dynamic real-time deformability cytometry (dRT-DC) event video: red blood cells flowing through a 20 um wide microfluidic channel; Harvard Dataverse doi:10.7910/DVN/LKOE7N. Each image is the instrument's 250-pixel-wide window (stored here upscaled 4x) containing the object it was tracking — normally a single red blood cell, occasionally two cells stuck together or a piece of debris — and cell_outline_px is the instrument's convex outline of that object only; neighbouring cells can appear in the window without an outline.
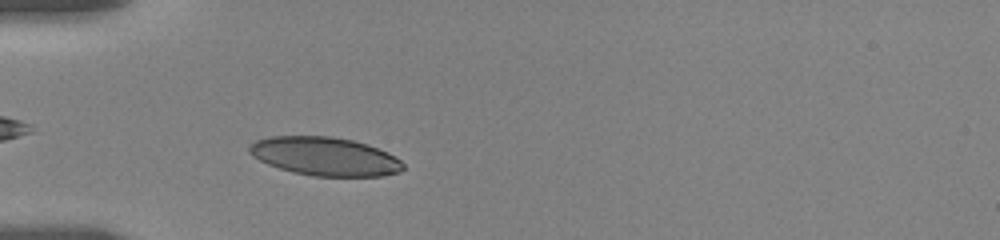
{"species": "human", "species_latin": "Homo sapiens", "temperature_condition": "room temperature", "stored_images_in_passage": 28, "camera_frame_rate_fps": 3000, "um_per_image_px": 0.085, "donor": {"sex": "female"}, "frame": {"image": 1, "passage_image": 10, "time_ms": 2.333, "image_size_px": [1000, 240], "cell_outline_px": [[404, 168], [400, 172], [384, 176], [312, 176], [292, 172], [268, 164], [252, 156], [248, 152], [248, 148], [256, 140], [272, 136], [332, 136], [352, 140], [368, 144], [388, 152], [400, 160], [404, 164]], "centroid_in_image_um": [27.63, 13.29], "position_along_channel_um": 57.4, "area_um2": 34.62}}
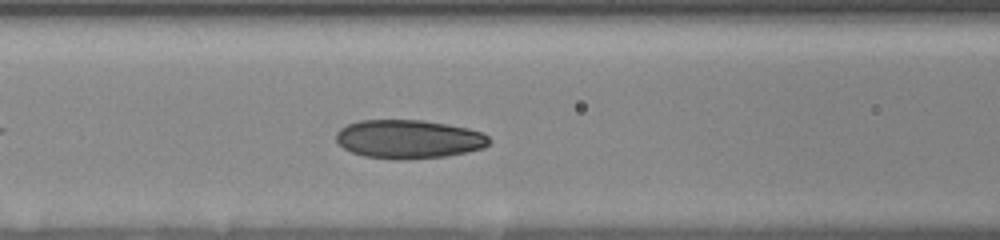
{"frame": {"image": 2, "passage_image": 20, "time_ms": 4.667, "image_size_px": [1000, 240], "cell_outline_px": [[488, 144], [484, 148], [468, 152], [444, 156], [400, 160], [396, 160], [364, 156], [352, 152], [344, 148], [336, 140], [336, 132], [340, 128], [348, 124], [360, 120], [424, 120], [448, 124], [468, 128], [484, 132], [488, 136]], "centroid_in_image_um": [34.74, 11.82], "position_along_channel_um": 131.9, "area_um2": 34.62}}
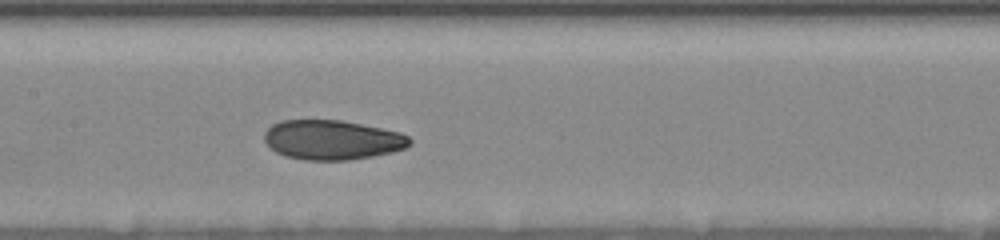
{"frame": {"image": 3, "passage_image": 26, "time_ms": 6.0, "image_size_px": [1000, 240], "cell_outline_px": [[412, 144], [408, 148], [392, 152], [372, 156], [348, 160], [304, 160], [284, 156], [276, 152], [264, 140], [264, 132], [272, 124], [280, 120], [340, 120], [400, 132], [408, 136], [412, 140]], "centroid_in_image_um": [28.24, 11.89], "position_along_channel_um": 179.2, "area_um2": 33.64}}